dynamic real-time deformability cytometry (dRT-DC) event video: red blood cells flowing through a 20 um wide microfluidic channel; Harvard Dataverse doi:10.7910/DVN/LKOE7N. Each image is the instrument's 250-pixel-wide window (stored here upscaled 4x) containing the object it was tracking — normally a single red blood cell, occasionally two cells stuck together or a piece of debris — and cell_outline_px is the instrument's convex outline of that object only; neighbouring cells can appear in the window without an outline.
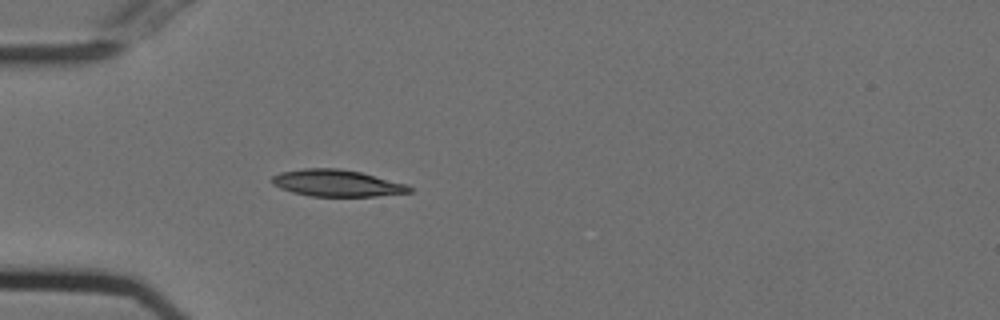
{"species": "Egyptian fruit bat (a non-hibernating species)", "species_latin": "Rousettus aegyptiacus", "temperature_condition": "cold", "stored_images_in_passage": 39, "camera_frame_rate_fps": 3000, "um_per_image_px": 0.085, "animal": {"sex": "female"}, "frame": {"image": 1, "passage_image": 1, "time_ms": 0.0, "image_size_px": [1000, 320], "cell_outline_px": [[412, 192], [376, 196], [312, 196], [292, 192], [280, 188], [272, 184], [268, 180], [272, 176], [280, 172], [304, 168], [340, 168], [360, 172], [408, 184], [412, 188]], "centroid_in_image_um": [28.61, 15.56], "position_along_channel_um": 56.4, "area_um2": 21.56}}
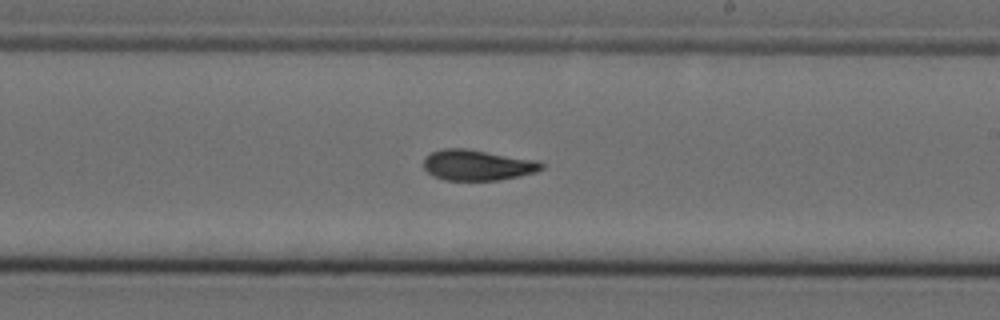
{"frame": {"image": 2, "passage_image": 17, "time_ms": 5.333, "image_size_px": [1000, 320], "cell_outline_px": [[544, 168], [536, 172], [520, 176], [496, 180], [444, 180], [432, 176], [424, 168], [424, 156], [432, 152], [444, 148], [468, 148], [540, 160], [544, 164]], "centroid_in_image_um": [40.61, 14.02], "position_along_channel_um": 248.4, "area_um2": 21.44}}
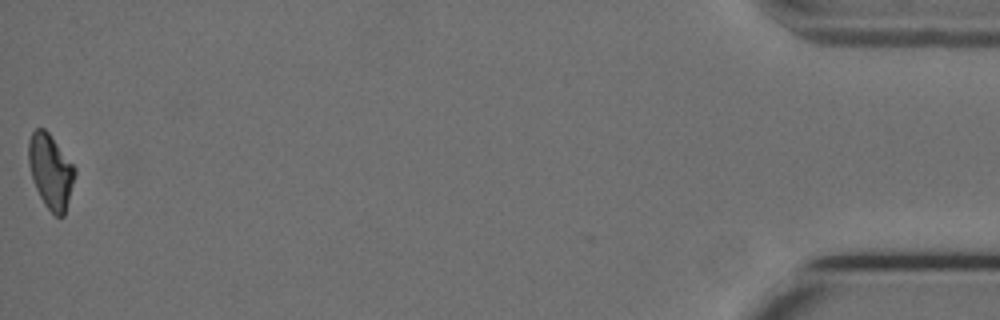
{"frame": {"image": 3, "passage_image": 39, "time_ms": 12.667, "image_size_px": [1000, 320], "cell_outline_px": [[76, 172], [64, 216], [56, 216], [44, 204], [32, 180], [28, 164], [28, 140], [32, 132], [36, 128], [44, 128], [48, 132], [76, 168]], "centroid_in_image_um": [4.28, 14.54], "position_along_channel_um": 430.9, "area_um2": 19.94}, "authors_computed_cell_mechanics": {"area_um2": 20.9236, "velocity_mm_per_s": 3.7337, "shape_relaxation_time_tau1_ms": 5.1955, "shape_relaxation_time_tau2_ms": 1.8233, "deformation_change_tau1": 0.173, "deformation_change_tau2": 0.0824}}